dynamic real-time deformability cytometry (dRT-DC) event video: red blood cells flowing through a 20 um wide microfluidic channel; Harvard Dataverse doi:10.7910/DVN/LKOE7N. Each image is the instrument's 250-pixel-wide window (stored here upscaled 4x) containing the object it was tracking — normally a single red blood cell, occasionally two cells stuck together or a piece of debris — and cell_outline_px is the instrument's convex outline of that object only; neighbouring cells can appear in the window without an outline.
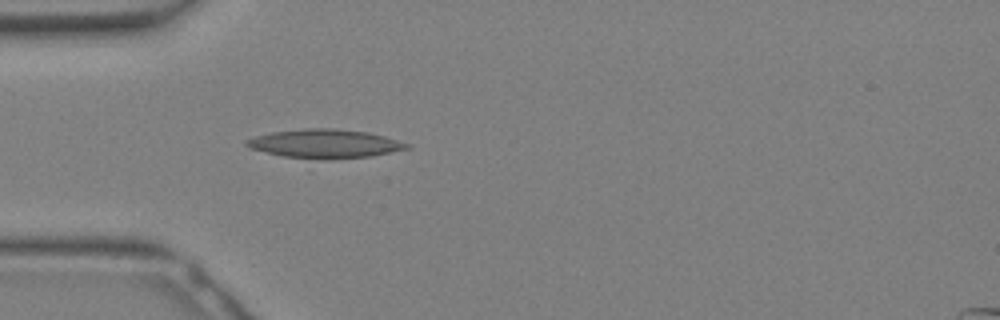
{"species": "Egyptian fruit bat (a non-hibernating species)", "species_latin": "Rousettus aegyptiacus", "temperature_condition": "warm", "stored_images_in_passage": 7, "camera_frame_rate_fps": 3000, "um_per_image_px": 0.085, "animal": {"sex": "female"}, "frame": {"image": 1, "passage_image": 3, "time_ms": 0.667, "image_size_px": [1000, 320], "cell_outline_px": [[412, 148], [372, 156], [324, 160], [284, 156], [252, 148], [244, 144], [244, 140], [256, 136], [272, 132], [304, 128], [336, 128], [368, 132], [384, 136], [412, 144]], "centroid_in_image_um": [27.68, 12.21], "position_along_channel_um": 57.3, "area_um2": 26.99}}
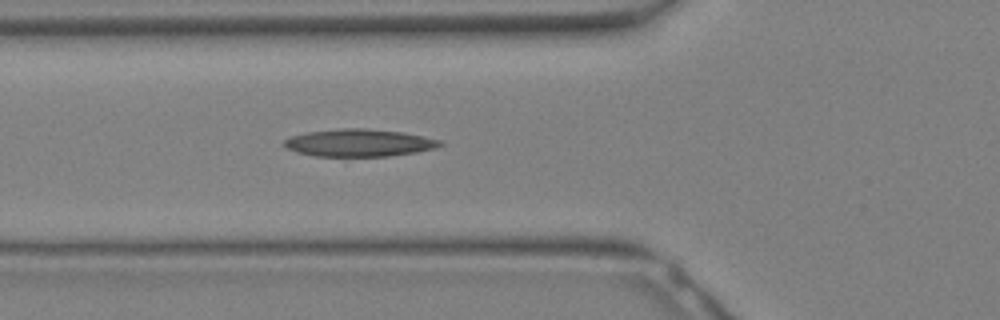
{"frame": {"image": 2, "passage_image": 5, "time_ms": 1.333, "image_size_px": [1000, 320], "cell_outline_px": [[444, 144], [436, 148], [416, 152], [388, 156], [316, 156], [296, 152], [288, 148], [284, 144], [284, 140], [292, 136], [308, 132], [340, 128], [364, 128], [404, 132], [444, 140]], "centroid_in_image_um": [30.59, 12.13], "position_along_channel_um": 95.2, "area_um2": 24.97}}
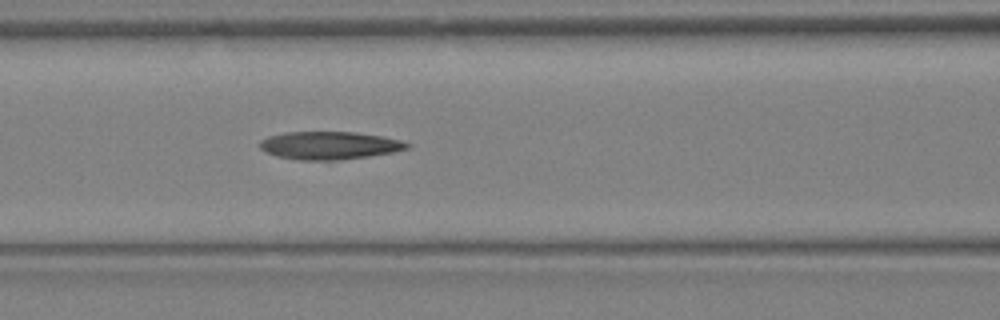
{"frame": {"image": 3, "passage_image": 7, "time_ms": 2.0, "image_size_px": [1000, 320], "cell_outline_px": [[412, 148], [392, 152], [368, 156], [336, 160], [300, 160], [276, 156], [260, 148], [260, 140], [268, 136], [284, 132], [356, 132], [380, 136], [400, 140], [412, 144]], "centroid_in_image_um": [28.02, 12.36], "position_along_channel_um": 138.6, "area_um2": 23.87}}